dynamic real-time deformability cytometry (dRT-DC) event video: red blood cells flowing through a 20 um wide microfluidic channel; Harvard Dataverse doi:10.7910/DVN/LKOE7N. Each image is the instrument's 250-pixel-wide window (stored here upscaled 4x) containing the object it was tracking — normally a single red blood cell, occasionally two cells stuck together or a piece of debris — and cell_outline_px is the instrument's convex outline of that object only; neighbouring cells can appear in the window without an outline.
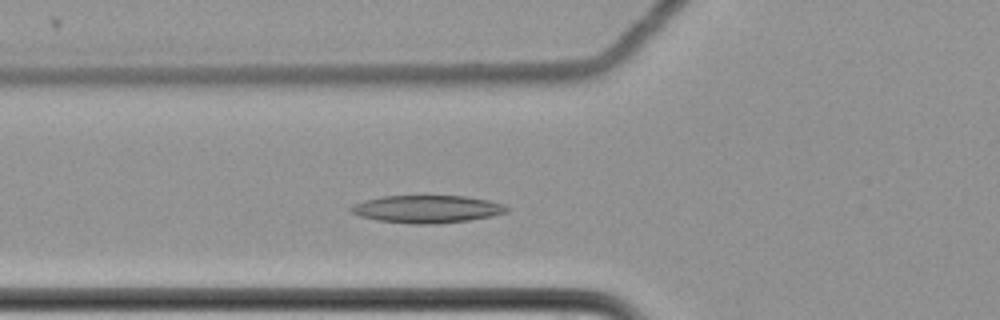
{"species": "common noctule bat (a hibernating species)", "species_latin": "Nyctalus noctula", "temperature_condition": "cold", "stored_images_in_passage": 53, "camera_frame_rate_fps": 3000, "um_per_image_px": 0.085, "animal": {"sex": "female", "body_mass_g": 22.7, "forearm_length_mm": 54.2}, "frame": {"image": 1, "passage_image": 15, "time_ms": 4.667, "image_size_px": [1000, 320], "cell_outline_px": [[508, 212], [492, 216], [468, 220], [436, 224], [412, 224], [376, 220], [360, 216], [348, 212], [348, 208], [364, 200], [384, 196], [464, 196], [488, 200], [504, 204], [508, 208]], "centroid_in_image_um": [36.28, 17.77], "position_along_channel_um": 89.5, "area_um2": 25.09}}
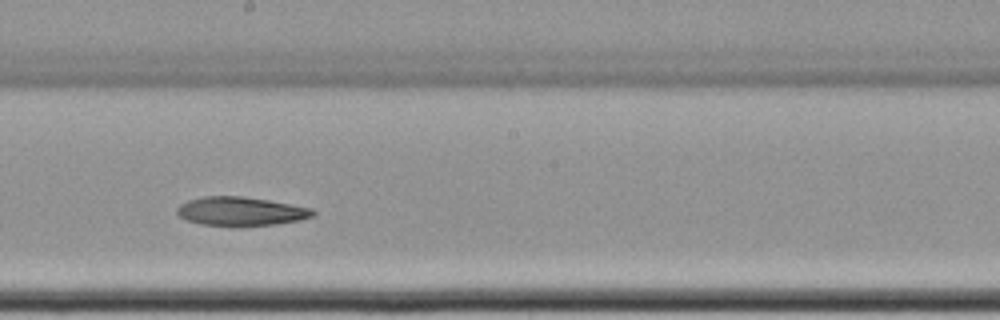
{"frame": {"image": 2, "passage_image": 27, "time_ms": 8.667, "image_size_px": [1000, 320], "cell_outline_px": [[316, 212], [312, 216], [300, 220], [276, 224], [240, 228], [232, 228], [200, 224], [188, 220], [180, 216], [176, 212], [176, 208], [180, 204], [188, 200], [204, 196], [244, 196], [292, 204], [312, 208]], "centroid_in_image_um": [20.46, 17.99], "position_along_channel_um": 227.7, "area_um2": 23.47}}
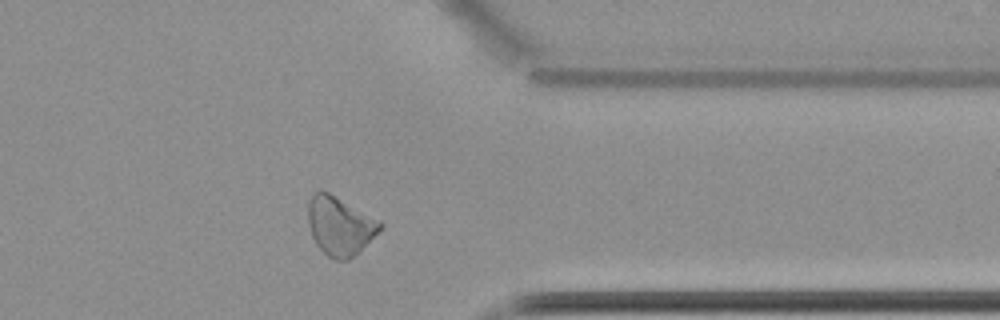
{"frame": {"image": 3, "passage_image": 41, "time_ms": 13.333, "image_size_px": [1000, 320], "cell_outline_px": [[384, 224], [348, 260], [336, 260], [328, 256], [316, 244], [312, 236], [308, 224], [308, 200], [320, 188], [328, 192], [380, 220]], "centroid_in_image_um": [28.83, 19.16], "position_along_channel_um": 382.6, "area_um2": 24.04}}